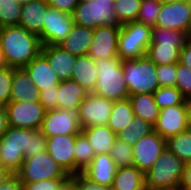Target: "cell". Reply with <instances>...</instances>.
<instances>
[{
	"label": "cell",
	"instance_id": "cell-54",
	"mask_svg": "<svg viewBox=\"0 0 191 190\" xmlns=\"http://www.w3.org/2000/svg\"><path fill=\"white\" fill-rule=\"evenodd\" d=\"M11 175V173L3 169L2 167L0 168V185Z\"/></svg>",
	"mask_w": 191,
	"mask_h": 190
},
{
	"label": "cell",
	"instance_id": "cell-14",
	"mask_svg": "<svg viewBox=\"0 0 191 190\" xmlns=\"http://www.w3.org/2000/svg\"><path fill=\"white\" fill-rule=\"evenodd\" d=\"M121 26L101 25L93 29V39L88 54L93 60L116 58L118 34Z\"/></svg>",
	"mask_w": 191,
	"mask_h": 190
},
{
	"label": "cell",
	"instance_id": "cell-8",
	"mask_svg": "<svg viewBox=\"0 0 191 190\" xmlns=\"http://www.w3.org/2000/svg\"><path fill=\"white\" fill-rule=\"evenodd\" d=\"M16 175L22 183L39 182L44 179H68L70 177L47 151L25 158Z\"/></svg>",
	"mask_w": 191,
	"mask_h": 190
},
{
	"label": "cell",
	"instance_id": "cell-47",
	"mask_svg": "<svg viewBox=\"0 0 191 190\" xmlns=\"http://www.w3.org/2000/svg\"><path fill=\"white\" fill-rule=\"evenodd\" d=\"M80 0H46L49 7L56 8L61 12L72 14Z\"/></svg>",
	"mask_w": 191,
	"mask_h": 190
},
{
	"label": "cell",
	"instance_id": "cell-6",
	"mask_svg": "<svg viewBox=\"0 0 191 190\" xmlns=\"http://www.w3.org/2000/svg\"><path fill=\"white\" fill-rule=\"evenodd\" d=\"M123 75L130 95L153 94L159 88L156 64L147 56L121 60Z\"/></svg>",
	"mask_w": 191,
	"mask_h": 190
},
{
	"label": "cell",
	"instance_id": "cell-16",
	"mask_svg": "<svg viewBox=\"0 0 191 190\" xmlns=\"http://www.w3.org/2000/svg\"><path fill=\"white\" fill-rule=\"evenodd\" d=\"M191 10L188 1L162 3L156 27L186 32L190 24Z\"/></svg>",
	"mask_w": 191,
	"mask_h": 190
},
{
	"label": "cell",
	"instance_id": "cell-56",
	"mask_svg": "<svg viewBox=\"0 0 191 190\" xmlns=\"http://www.w3.org/2000/svg\"><path fill=\"white\" fill-rule=\"evenodd\" d=\"M189 3V6H190V10H191V0L188 1ZM187 36L189 39H191V16H190V24H189V27H188V30H187Z\"/></svg>",
	"mask_w": 191,
	"mask_h": 190
},
{
	"label": "cell",
	"instance_id": "cell-1",
	"mask_svg": "<svg viewBox=\"0 0 191 190\" xmlns=\"http://www.w3.org/2000/svg\"><path fill=\"white\" fill-rule=\"evenodd\" d=\"M0 48L6 66L24 68L41 53L42 43L22 26H6L0 28Z\"/></svg>",
	"mask_w": 191,
	"mask_h": 190
},
{
	"label": "cell",
	"instance_id": "cell-29",
	"mask_svg": "<svg viewBox=\"0 0 191 190\" xmlns=\"http://www.w3.org/2000/svg\"><path fill=\"white\" fill-rule=\"evenodd\" d=\"M134 117V112L129 99L116 101L113 104L111 115L107 126L114 133L118 134L129 126Z\"/></svg>",
	"mask_w": 191,
	"mask_h": 190
},
{
	"label": "cell",
	"instance_id": "cell-57",
	"mask_svg": "<svg viewBox=\"0 0 191 190\" xmlns=\"http://www.w3.org/2000/svg\"><path fill=\"white\" fill-rule=\"evenodd\" d=\"M15 1L20 5H24V4H27L31 1H37V0H15Z\"/></svg>",
	"mask_w": 191,
	"mask_h": 190
},
{
	"label": "cell",
	"instance_id": "cell-60",
	"mask_svg": "<svg viewBox=\"0 0 191 190\" xmlns=\"http://www.w3.org/2000/svg\"><path fill=\"white\" fill-rule=\"evenodd\" d=\"M146 190H166V189H147Z\"/></svg>",
	"mask_w": 191,
	"mask_h": 190
},
{
	"label": "cell",
	"instance_id": "cell-55",
	"mask_svg": "<svg viewBox=\"0 0 191 190\" xmlns=\"http://www.w3.org/2000/svg\"><path fill=\"white\" fill-rule=\"evenodd\" d=\"M159 1L161 3L170 4V3L184 2V1H189V0H159Z\"/></svg>",
	"mask_w": 191,
	"mask_h": 190
},
{
	"label": "cell",
	"instance_id": "cell-52",
	"mask_svg": "<svg viewBox=\"0 0 191 190\" xmlns=\"http://www.w3.org/2000/svg\"><path fill=\"white\" fill-rule=\"evenodd\" d=\"M57 190H76L75 181L69 177L59 186Z\"/></svg>",
	"mask_w": 191,
	"mask_h": 190
},
{
	"label": "cell",
	"instance_id": "cell-17",
	"mask_svg": "<svg viewBox=\"0 0 191 190\" xmlns=\"http://www.w3.org/2000/svg\"><path fill=\"white\" fill-rule=\"evenodd\" d=\"M76 135H56L46 138V151L69 175H74V146Z\"/></svg>",
	"mask_w": 191,
	"mask_h": 190
},
{
	"label": "cell",
	"instance_id": "cell-13",
	"mask_svg": "<svg viewBox=\"0 0 191 190\" xmlns=\"http://www.w3.org/2000/svg\"><path fill=\"white\" fill-rule=\"evenodd\" d=\"M166 148V139L154 130L141 137L133 146V166L143 173L148 171Z\"/></svg>",
	"mask_w": 191,
	"mask_h": 190
},
{
	"label": "cell",
	"instance_id": "cell-28",
	"mask_svg": "<svg viewBox=\"0 0 191 190\" xmlns=\"http://www.w3.org/2000/svg\"><path fill=\"white\" fill-rule=\"evenodd\" d=\"M134 116H138L145 122L154 126L160 115V109L155 103L154 96L151 93H139L129 96Z\"/></svg>",
	"mask_w": 191,
	"mask_h": 190
},
{
	"label": "cell",
	"instance_id": "cell-34",
	"mask_svg": "<svg viewBox=\"0 0 191 190\" xmlns=\"http://www.w3.org/2000/svg\"><path fill=\"white\" fill-rule=\"evenodd\" d=\"M142 0H115L114 11L119 25L136 21Z\"/></svg>",
	"mask_w": 191,
	"mask_h": 190
},
{
	"label": "cell",
	"instance_id": "cell-36",
	"mask_svg": "<svg viewBox=\"0 0 191 190\" xmlns=\"http://www.w3.org/2000/svg\"><path fill=\"white\" fill-rule=\"evenodd\" d=\"M21 7L15 0H0V28L19 25Z\"/></svg>",
	"mask_w": 191,
	"mask_h": 190
},
{
	"label": "cell",
	"instance_id": "cell-10",
	"mask_svg": "<svg viewBox=\"0 0 191 190\" xmlns=\"http://www.w3.org/2000/svg\"><path fill=\"white\" fill-rule=\"evenodd\" d=\"M41 132L47 137L76 135L81 132L78 109H55L46 111Z\"/></svg>",
	"mask_w": 191,
	"mask_h": 190
},
{
	"label": "cell",
	"instance_id": "cell-27",
	"mask_svg": "<svg viewBox=\"0 0 191 190\" xmlns=\"http://www.w3.org/2000/svg\"><path fill=\"white\" fill-rule=\"evenodd\" d=\"M112 190H146L145 173L136 166L119 167L113 179Z\"/></svg>",
	"mask_w": 191,
	"mask_h": 190
},
{
	"label": "cell",
	"instance_id": "cell-41",
	"mask_svg": "<svg viewBox=\"0 0 191 190\" xmlns=\"http://www.w3.org/2000/svg\"><path fill=\"white\" fill-rule=\"evenodd\" d=\"M176 88L184 98L191 96V68L180 62L176 63Z\"/></svg>",
	"mask_w": 191,
	"mask_h": 190
},
{
	"label": "cell",
	"instance_id": "cell-12",
	"mask_svg": "<svg viewBox=\"0 0 191 190\" xmlns=\"http://www.w3.org/2000/svg\"><path fill=\"white\" fill-rule=\"evenodd\" d=\"M114 101L88 93L78 107L79 124L81 128L107 125Z\"/></svg>",
	"mask_w": 191,
	"mask_h": 190
},
{
	"label": "cell",
	"instance_id": "cell-44",
	"mask_svg": "<svg viewBox=\"0 0 191 190\" xmlns=\"http://www.w3.org/2000/svg\"><path fill=\"white\" fill-rule=\"evenodd\" d=\"M58 86L40 91V103L45 111L58 109Z\"/></svg>",
	"mask_w": 191,
	"mask_h": 190
},
{
	"label": "cell",
	"instance_id": "cell-51",
	"mask_svg": "<svg viewBox=\"0 0 191 190\" xmlns=\"http://www.w3.org/2000/svg\"><path fill=\"white\" fill-rule=\"evenodd\" d=\"M7 127L8 125L6 109L5 106L0 105V137L4 134Z\"/></svg>",
	"mask_w": 191,
	"mask_h": 190
},
{
	"label": "cell",
	"instance_id": "cell-9",
	"mask_svg": "<svg viewBox=\"0 0 191 190\" xmlns=\"http://www.w3.org/2000/svg\"><path fill=\"white\" fill-rule=\"evenodd\" d=\"M7 125L23 129L39 130L42 126L45 109L40 102L10 101L6 106Z\"/></svg>",
	"mask_w": 191,
	"mask_h": 190
},
{
	"label": "cell",
	"instance_id": "cell-11",
	"mask_svg": "<svg viewBox=\"0 0 191 190\" xmlns=\"http://www.w3.org/2000/svg\"><path fill=\"white\" fill-rule=\"evenodd\" d=\"M73 25L72 14L48 7L42 32L39 35L42 46L59 45L69 34Z\"/></svg>",
	"mask_w": 191,
	"mask_h": 190
},
{
	"label": "cell",
	"instance_id": "cell-30",
	"mask_svg": "<svg viewBox=\"0 0 191 190\" xmlns=\"http://www.w3.org/2000/svg\"><path fill=\"white\" fill-rule=\"evenodd\" d=\"M166 148L185 164L191 163V127L167 138Z\"/></svg>",
	"mask_w": 191,
	"mask_h": 190
},
{
	"label": "cell",
	"instance_id": "cell-35",
	"mask_svg": "<svg viewBox=\"0 0 191 190\" xmlns=\"http://www.w3.org/2000/svg\"><path fill=\"white\" fill-rule=\"evenodd\" d=\"M154 100L161 110L174 105H185L184 97L176 87H159L154 93Z\"/></svg>",
	"mask_w": 191,
	"mask_h": 190
},
{
	"label": "cell",
	"instance_id": "cell-48",
	"mask_svg": "<svg viewBox=\"0 0 191 190\" xmlns=\"http://www.w3.org/2000/svg\"><path fill=\"white\" fill-rule=\"evenodd\" d=\"M0 190H23V184L16 174H11L1 185Z\"/></svg>",
	"mask_w": 191,
	"mask_h": 190
},
{
	"label": "cell",
	"instance_id": "cell-18",
	"mask_svg": "<svg viewBox=\"0 0 191 190\" xmlns=\"http://www.w3.org/2000/svg\"><path fill=\"white\" fill-rule=\"evenodd\" d=\"M117 169L110 153L97 154L82 174L92 182L111 188Z\"/></svg>",
	"mask_w": 191,
	"mask_h": 190
},
{
	"label": "cell",
	"instance_id": "cell-53",
	"mask_svg": "<svg viewBox=\"0 0 191 190\" xmlns=\"http://www.w3.org/2000/svg\"><path fill=\"white\" fill-rule=\"evenodd\" d=\"M184 104H185V107H186V113H187V116H188V121H189V124L191 126V96L186 97L184 99Z\"/></svg>",
	"mask_w": 191,
	"mask_h": 190
},
{
	"label": "cell",
	"instance_id": "cell-26",
	"mask_svg": "<svg viewBox=\"0 0 191 190\" xmlns=\"http://www.w3.org/2000/svg\"><path fill=\"white\" fill-rule=\"evenodd\" d=\"M58 109H78L88 95L82 86L74 80L61 81L58 85Z\"/></svg>",
	"mask_w": 191,
	"mask_h": 190
},
{
	"label": "cell",
	"instance_id": "cell-45",
	"mask_svg": "<svg viewBox=\"0 0 191 190\" xmlns=\"http://www.w3.org/2000/svg\"><path fill=\"white\" fill-rule=\"evenodd\" d=\"M66 179H44L39 182L22 183L23 190H57Z\"/></svg>",
	"mask_w": 191,
	"mask_h": 190
},
{
	"label": "cell",
	"instance_id": "cell-4",
	"mask_svg": "<svg viewBox=\"0 0 191 190\" xmlns=\"http://www.w3.org/2000/svg\"><path fill=\"white\" fill-rule=\"evenodd\" d=\"M188 40L186 32L153 26L146 56L156 65L177 63L180 51Z\"/></svg>",
	"mask_w": 191,
	"mask_h": 190
},
{
	"label": "cell",
	"instance_id": "cell-23",
	"mask_svg": "<svg viewBox=\"0 0 191 190\" xmlns=\"http://www.w3.org/2000/svg\"><path fill=\"white\" fill-rule=\"evenodd\" d=\"M93 39V29L74 24L58 46L74 56L87 55Z\"/></svg>",
	"mask_w": 191,
	"mask_h": 190
},
{
	"label": "cell",
	"instance_id": "cell-32",
	"mask_svg": "<svg viewBox=\"0 0 191 190\" xmlns=\"http://www.w3.org/2000/svg\"><path fill=\"white\" fill-rule=\"evenodd\" d=\"M95 153L87 137L82 133L76 134L74 146V174L82 171L91 163Z\"/></svg>",
	"mask_w": 191,
	"mask_h": 190
},
{
	"label": "cell",
	"instance_id": "cell-49",
	"mask_svg": "<svg viewBox=\"0 0 191 190\" xmlns=\"http://www.w3.org/2000/svg\"><path fill=\"white\" fill-rule=\"evenodd\" d=\"M179 62L191 68V39H189L181 49Z\"/></svg>",
	"mask_w": 191,
	"mask_h": 190
},
{
	"label": "cell",
	"instance_id": "cell-42",
	"mask_svg": "<svg viewBox=\"0 0 191 190\" xmlns=\"http://www.w3.org/2000/svg\"><path fill=\"white\" fill-rule=\"evenodd\" d=\"M159 87H176V63L156 65Z\"/></svg>",
	"mask_w": 191,
	"mask_h": 190
},
{
	"label": "cell",
	"instance_id": "cell-46",
	"mask_svg": "<svg viewBox=\"0 0 191 190\" xmlns=\"http://www.w3.org/2000/svg\"><path fill=\"white\" fill-rule=\"evenodd\" d=\"M75 181L76 190H112L110 187L92 182L82 173H77L70 176Z\"/></svg>",
	"mask_w": 191,
	"mask_h": 190
},
{
	"label": "cell",
	"instance_id": "cell-31",
	"mask_svg": "<svg viewBox=\"0 0 191 190\" xmlns=\"http://www.w3.org/2000/svg\"><path fill=\"white\" fill-rule=\"evenodd\" d=\"M74 24L95 29L99 27L94 0H80L72 13Z\"/></svg>",
	"mask_w": 191,
	"mask_h": 190
},
{
	"label": "cell",
	"instance_id": "cell-59",
	"mask_svg": "<svg viewBox=\"0 0 191 190\" xmlns=\"http://www.w3.org/2000/svg\"><path fill=\"white\" fill-rule=\"evenodd\" d=\"M94 1H102V2H114L115 0H94Z\"/></svg>",
	"mask_w": 191,
	"mask_h": 190
},
{
	"label": "cell",
	"instance_id": "cell-20",
	"mask_svg": "<svg viewBox=\"0 0 191 190\" xmlns=\"http://www.w3.org/2000/svg\"><path fill=\"white\" fill-rule=\"evenodd\" d=\"M41 53L47 58L60 81L71 79L76 57L58 45L42 46Z\"/></svg>",
	"mask_w": 191,
	"mask_h": 190
},
{
	"label": "cell",
	"instance_id": "cell-2",
	"mask_svg": "<svg viewBox=\"0 0 191 190\" xmlns=\"http://www.w3.org/2000/svg\"><path fill=\"white\" fill-rule=\"evenodd\" d=\"M97 82L91 93L114 102L127 100L130 96L125 83L121 59L107 58L95 60Z\"/></svg>",
	"mask_w": 191,
	"mask_h": 190
},
{
	"label": "cell",
	"instance_id": "cell-5",
	"mask_svg": "<svg viewBox=\"0 0 191 190\" xmlns=\"http://www.w3.org/2000/svg\"><path fill=\"white\" fill-rule=\"evenodd\" d=\"M31 129L7 127L0 137V167L16 174L23 163L24 153L30 152Z\"/></svg>",
	"mask_w": 191,
	"mask_h": 190
},
{
	"label": "cell",
	"instance_id": "cell-22",
	"mask_svg": "<svg viewBox=\"0 0 191 190\" xmlns=\"http://www.w3.org/2000/svg\"><path fill=\"white\" fill-rule=\"evenodd\" d=\"M48 7L46 0L31 1L22 5L19 26L39 36L42 32L43 21L46 18V9Z\"/></svg>",
	"mask_w": 191,
	"mask_h": 190
},
{
	"label": "cell",
	"instance_id": "cell-43",
	"mask_svg": "<svg viewBox=\"0 0 191 190\" xmlns=\"http://www.w3.org/2000/svg\"><path fill=\"white\" fill-rule=\"evenodd\" d=\"M44 151H46V136L41 132L40 129H31L30 152H25L24 158L33 157L37 154H41Z\"/></svg>",
	"mask_w": 191,
	"mask_h": 190
},
{
	"label": "cell",
	"instance_id": "cell-15",
	"mask_svg": "<svg viewBox=\"0 0 191 190\" xmlns=\"http://www.w3.org/2000/svg\"><path fill=\"white\" fill-rule=\"evenodd\" d=\"M185 105H174L160 110L153 130L167 139L190 128Z\"/></svg>",
	"mask_w": 191,
	"mask_h": 190
},
{
	"label": "cell",
	"instance_id": "cell-21",
	"mask_svg": "<svg viewBox=\"0 0 191 190\" xmlns=\"http://www.w3.org/2000/svg\"><path fill=\"white\" fill-rule=\"evenodd\" d=\"M11 101L40 102V91L24 68H14Z\"/></svg>",
	"mask_w": 191,
	"mask_h": 190
},
{
	"label": "cell",
	"instance_id": "cell-40",
	"mask_svg": "<svg viewBox=\"0 0 191 190\" xmlns=\"http://www.w3.org/2000/svg\"><path fill=\"white\" fill-rule=\"evenodd\" d=\"M96 11H97V20H99V26L101 25H112V26H121L118 23L113 2H102L95 1Z\"/></svg>",
	"mask_w": 191,
	"mask_h": 190
},
{
	"label": "cell",
	"instance_id": "cell-24",
	"mask_svg": "<svg viewBox=\"0 0 191 190\" xmlns=\"http://www.w3.org/2000/svg\"><path fill=\"white\" fill-rule=\"evenodd\" d=\"M97 69L95 60L89 55L77 56L71 80L82 86L88 93H91L97 82Z\"/></svg>",
	"mask_w": 191,
	"mask_h": 190
},
{
	"label": "cell",
	"instance_id": "cell-7",
	"mask_svg": "<svg viewBox=\"0 0 191 190\" xmlns=\"http://www.w3.org/2000/svg\"><path fill=\"white\" fill-rule=\"evenodd\" d=\"M151 34L152 27L141 22L122 24L117 42L118 57L121 60H131L146 56Z\"/></svg>",
	"mask_w": 191,
	"mask_h": 190
},
{
	"label": "cell",
	"instance_id": "cell-58",
	"mask_svg": "<svg viewBox=\"0 0 191 190\" xmlns=\"http://www.w3.org/2000/svg\"><path fill=\"white\" fill-rule=\"evenodd\" d=\"M5 66V63H4V60H3V57H2V51H1V48H0V68Z\"/></svg>",
	"mask_w": 191,
	"mask_h": 190
},
{
	"label": "cell",
	"instance_id": "cell-33",
	"mask_svg": "<svg viewBox=\"0 0 191 190\" xmlns=\"http://www.w3.org/2000/svg\"><path fill=\"white\" fill-rule=\"evenodd\" d=\"M152 131V125L140 117L134 116L129 126L117 134V138L133 146L141 137H144Z\"/></svg>",
	"mask_w": 191,
	"mask_h": 190
},
{
	"label": "cell",
	"instance_id": "cell-39",
	"mask_svg": "<svg viewBox=\"0 0 191 190\" xmlns=\"http://www.w3.org/2000/svg\"><path fill=\"white\" fill-rule=\"evenodd\" d=\"M14 68L3 66L0 68V105L6 106L11 101L12 78Z\"/></svg>",
	"mask_w": 191,
	"mask_h": 190
},
{
	"label": "cell",
	"instance_id": "cell-38",
	"mask_svg": "<svg viewBox=\"0 0 191 190\" xmlns=\"http://www.w3.org/2000/svg\"><path fill=\"white\" fill-rule=\"evenodd\" d=\"M161 6L159 0H142L136 21L151 27L155 26Z\"/></svg>",
	"mask_w": 191,
	"mask_h": 190
},
{
	"label": "cell",
	"instance_id": "cell-3",
	"mask_svg": "<svg viewBox=\"0 0 191 190\" xmlns=\"http://www.w3.org/2000/svg\"><path fill=\"white\" fill-rule=\"evenodd\" d=\"M185 163L167 148L145 172L147 189L179 190Z\"/></svg>",
	"mask_w": 191,
	"mask_h": 190
},
{
	"label": "cell",
	"instance_id": "cell-25",
	"mask_svg": "<svg viewBox=\"0 0 191 190\" xmlns=\"http://www.w3.org/2000/svg\"><path fill=\"white\" fill-rule=\"evenodd\" d=\"M81 132L87 137L95 155L110 153L117 138V134L107 125L82 128Z\"/></svg>",
	"mask_w": 191,
	"mask_h": 190
},
{
	"label": "cell",
	"instance_id": "cell-50",
	"mask_svg": "<svg viewBox=\"0 0 191 190\" xmlns=\"http://www.w3.org/2000/svg\"><path fill=\"white\" fill-rule=\"evenodd\" d=\"M179 190H191V163L185 164Z\"/></svg>",
	"mask_w": 191,
	"mask_h": 190
},
{
	"label": "cell",
	"instance_id": "cell-19",
	"mask_svg": "<svg viewBox=\"0 0 191 190\" xmlns=\"http://www.w3.org/2000/svg\"><path fill=\"white\" fill-rule=\"evenodd\" d=\"M24 69L39 91L55 88L61 82L42 53L27 64Z\"/></svg>",
	"mask_w": 191,
	"mask_h": 190
},
{
	"label": "cell",
	"instance_id": "cell-37",
	"mask_svg": "<svg viewBox=\"0 0 191 190\" xmlns=\"http://www.w3.org/2000/svg\"><path fill=\"white\" fill-rule=\"evenodd\" d=\"M110 156L118 168L133 166L132 145L123 140L116 138L114 145L111 148Z\"/></svg>",
	"mask_w": 191,
	"mask_h": 190
}]
</instances>
